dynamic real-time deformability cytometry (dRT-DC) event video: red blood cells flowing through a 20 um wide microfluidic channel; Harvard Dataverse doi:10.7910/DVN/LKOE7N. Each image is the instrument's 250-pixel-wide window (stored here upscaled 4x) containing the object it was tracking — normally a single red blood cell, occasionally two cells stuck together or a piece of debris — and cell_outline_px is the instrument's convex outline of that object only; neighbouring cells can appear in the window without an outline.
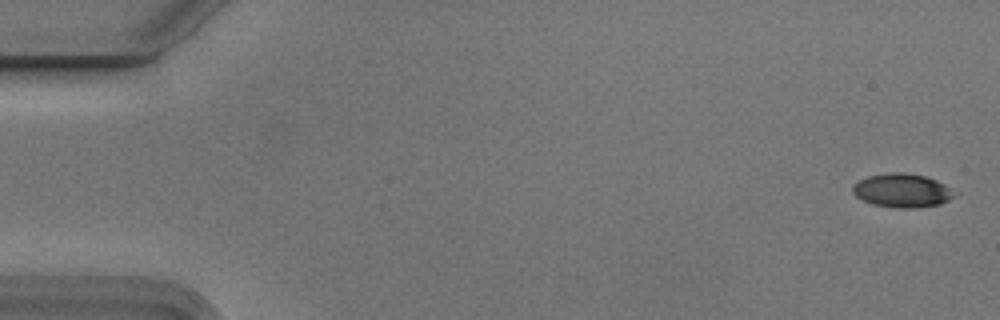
{"species": "Egyptian fruit bat (a non-hibernating species)", "species_latin": "Rousettus aegyptiacus", "temperature_condition": "cold", "stored_images_in_passage": 4, "camera_frame_rate_fps": 3000, "um_per_image_px": 0.085, "animal": {"sex": "male"}, "frame": {"image": 1, "passage_image": 1, "time_ms": 0.0, "image_size_px": [1000, 320], "cell_outline_px": [[956, 196], [940, 204], [916, 208], [896, 208], [872, 204], [856, 196], [852, 192], [852, 184], [868, 176], [888, 172], [900, 172], [924, 176], [936, 180], [944, 184]], "centroid_in_image_um": [76.64, 16.2], "position_along_channel_um": 8.4, "area_um2": 19.88}}